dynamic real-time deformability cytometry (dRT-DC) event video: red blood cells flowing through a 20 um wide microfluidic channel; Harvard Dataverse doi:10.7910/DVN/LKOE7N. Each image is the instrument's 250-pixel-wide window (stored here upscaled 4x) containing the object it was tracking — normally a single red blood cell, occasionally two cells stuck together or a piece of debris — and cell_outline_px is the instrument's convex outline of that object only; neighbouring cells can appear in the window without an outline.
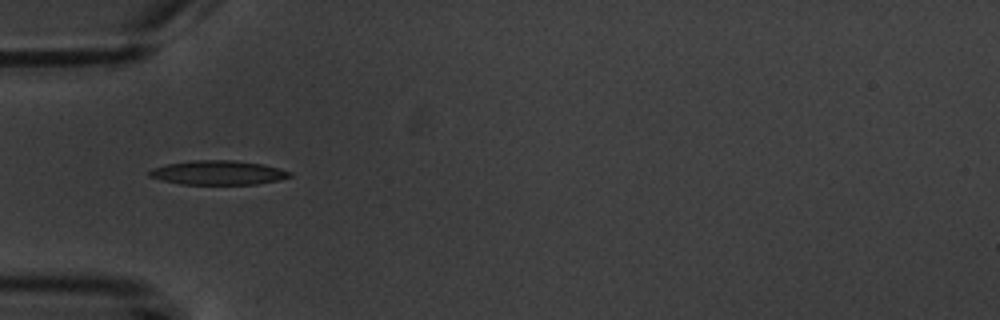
{"species": "common noctule bat (a hibernating species)", "species_latin": "Nyctalus noctula", "temperature_condition": "warm", "stored_images_in_passage": 10, "camera_frame_rate_fps": 3000, "um_per_image_px": 0.085, "animal": {"sex": "male", "body_mass_g": 20.1, "forearm_length_mm": 53.5}, "frame": {"image": 1, "passage_image": 4, "time_ms": 4.667, "image_size_px": [1000, 320], "cell_outline_px": [[292, 176], [280, 180], [256, 184], [180, 184], [160, 180], [148, 176], [148, 172], [152, 168], [168, 164], [192, 160], [236, 160], [264, 164], [280, 168], [292, 172]], "centroid_in_image_um": [18.56, 14.67], "position_along_channel_um": 66.4, "area_um2": 20.0}}
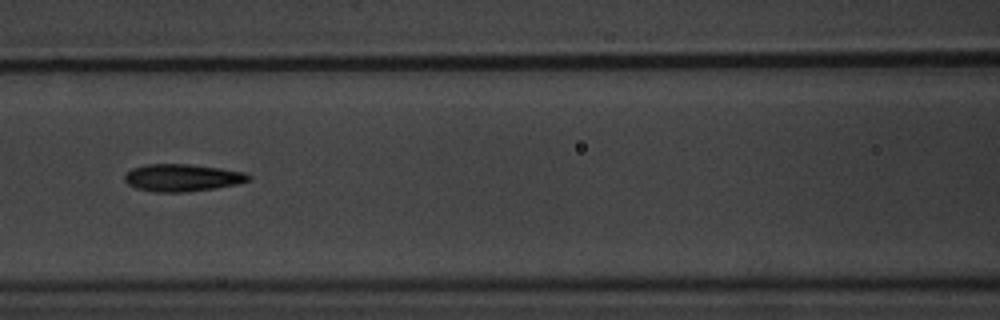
{"frame": {"image": 2, "passage_image": 6, "time_ms": 7.0, "image_size_px": [1000, 320], "cell_outline_px": [[252, 180], [236, 184], [216, 188], [184, 192], [152, 192], [136, 188], [128, 184], [124, 180], [124, 176], [132, 168], [148, 164], [188, 164], [220, 168], [244, 172], [252, 176]], "centroid_in_image_um": [15.5, 15.11], "position_along_channel_um": 151.1, "area_um2": 19.77}}
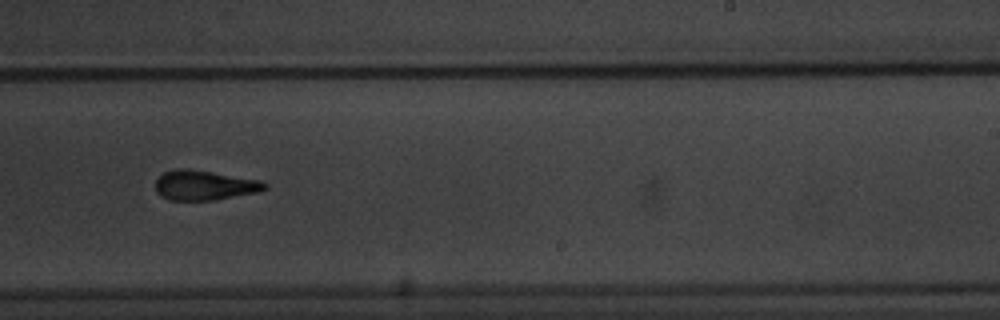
{"frame": {"image": 3, "passage_image": 9, "time_ms": 10.333, "image_size_px": [1000, 320], "cell_outline_px": [[268, 188], [256, 192], [212, 200], [172, 200], [160, 196], [156, 192], [156, 180], [164, 172], [176, 168], [188, 168], [264, 180], [268, 184]], "centroid_in_image_um": [17.39, 15.73], "position_along_channel_um": 271.6, "area_um2": 19.07}}